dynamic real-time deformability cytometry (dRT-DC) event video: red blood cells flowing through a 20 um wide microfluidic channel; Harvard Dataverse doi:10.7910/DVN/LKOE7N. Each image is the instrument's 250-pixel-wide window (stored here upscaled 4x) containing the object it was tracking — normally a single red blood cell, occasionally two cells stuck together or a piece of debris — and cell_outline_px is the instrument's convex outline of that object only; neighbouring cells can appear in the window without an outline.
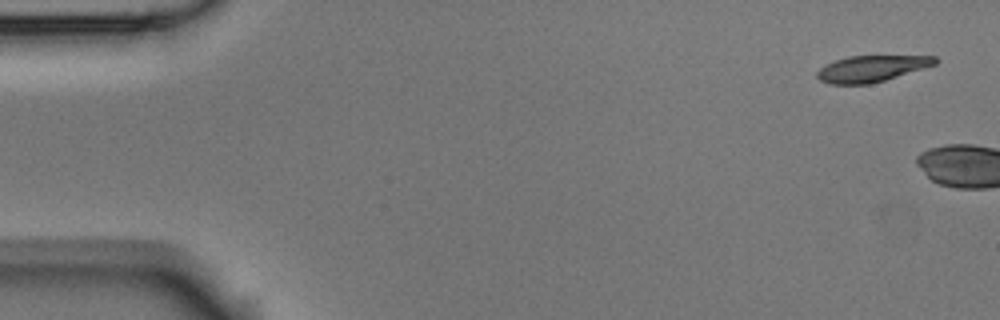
{"species": "Egyptian fruit bat (a non-hibernating species)", "species_latin": "Rousettus aegyptiacus", "temperature_condition": "room temperature", "stored_images_in_passage": 3, "camera_frame_rate_fps": 3000, "um_per_image_px": 0.085, "animal": {"sex": "male"}, "frame": {"image": 1, "passage_image": 1, "time_ms": 0.0, "image_size_px": [1000, 320], "cell_outline_px": [[940, 60], [936, 64], [924, 68], [872, 84], [832, 84], [820, 80], [816, 76], [816, 72], [824, 64], [848, 56], [936, 56]], "centroid_in_image_um": [74.08, 5.83], "position_along_channel_um": 10.9, "area_um2": 18.09}}